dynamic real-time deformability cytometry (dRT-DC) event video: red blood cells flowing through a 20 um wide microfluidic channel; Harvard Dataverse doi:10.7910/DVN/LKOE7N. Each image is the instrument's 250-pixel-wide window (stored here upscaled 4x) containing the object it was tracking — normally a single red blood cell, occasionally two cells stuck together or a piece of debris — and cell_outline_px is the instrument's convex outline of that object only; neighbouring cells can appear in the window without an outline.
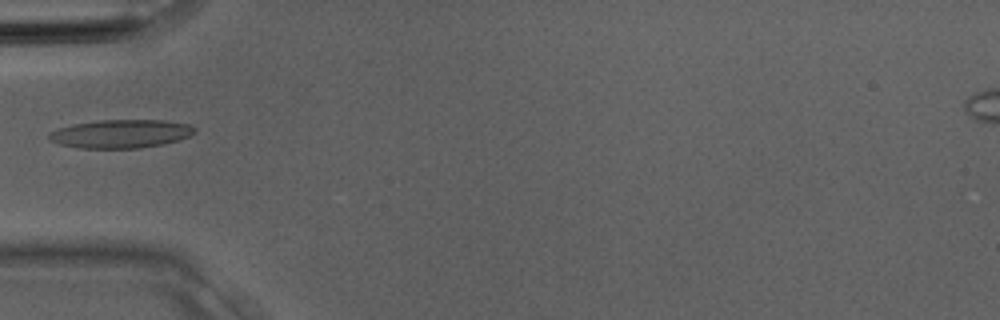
{"species": "Egyptian fruit bat (a non-hibernating species)", "species_latin": "Rousettus aegyptiacus", "temperature_condition": "room temperature", "stored_images_in_passage": 1, "camera_frame_rate_fps": 3000, "um_per_image_px": 0.085, "animal": {"sex": "male"}, "frame": {"image": 1, "passage_image": 1, "time_ms": 0.0, "image_size_px": [1000, 320], "cell_outline_px": [[196, 132], [192, 136], [180, 140], [164, 144], [140, 148], [80, 148], [60, 144], [48, 140], [48, 132], [56, 128], [72, 124], [100, 120], [164, 120], [188, 124], [196, 128]], "centroid_in_image_um": [10.28, 11.37], "position_along_channel_um": 74.7, "area_um2": 24.45}}